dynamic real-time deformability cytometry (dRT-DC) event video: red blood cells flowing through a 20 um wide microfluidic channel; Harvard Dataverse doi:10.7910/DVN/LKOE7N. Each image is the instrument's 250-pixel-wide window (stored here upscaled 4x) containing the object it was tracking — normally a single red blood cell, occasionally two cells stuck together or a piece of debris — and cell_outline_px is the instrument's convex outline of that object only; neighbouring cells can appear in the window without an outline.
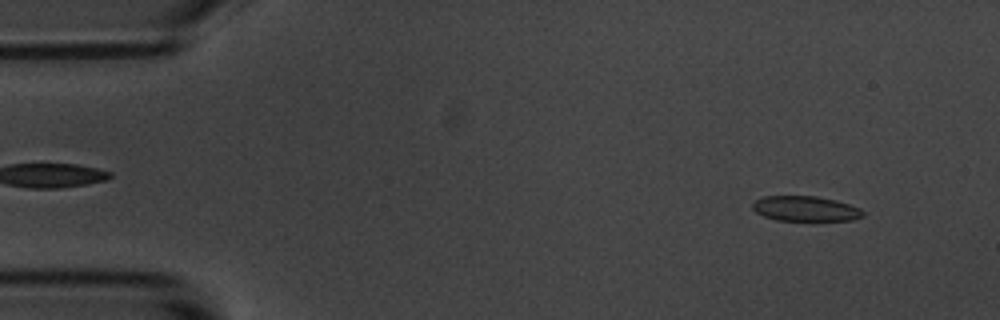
{"species": "common noctule bat (a hibernating species)", "species_latin": "Nyctalus noctula", "temperature_condition": "room temperature", "stored_images_in_passage": 57, "camera_frame_rate_fps": 3000, "um_per_image_px": 0.085, "animal": {"sex": "male", "body_mass_g": 20.1, "forearm_length_mm": 53.5}, "frame": {"image": 1, "passage_image": 5, "time_ms": 1.333, "image_size_px": [1000, 320], "cell_outline_px": [[864, 216], [852, 220], [776, 220], [764, 216], [756, 212], [752, 208], [752, 204], [756, 200], [764, 196], [816, 196], [836, 200], [860, 208], [864, 212]], "centroid_in_image_um": [68.46, 17.73], "position_along_channel_um": 16.5, "area_um2": 16.07}}
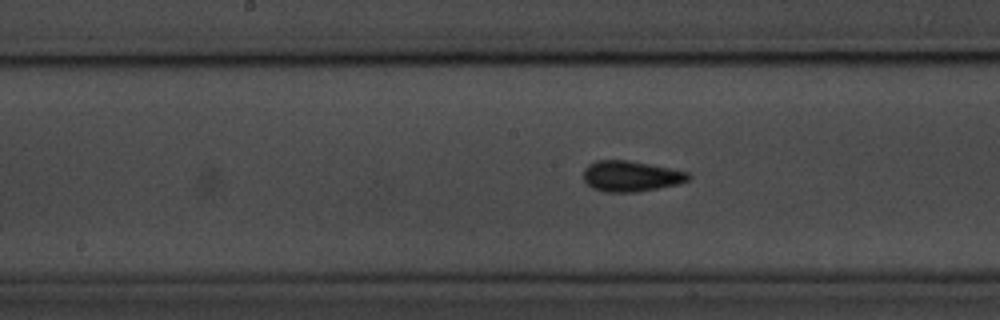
{"frame": {"image": 2, "passage_image": 28, "time_ms": 9.0, "image_size_px": [1000, 320], "cell_outline_px": [[692, 176], [688, 180], [680, 184], [636, 192], [604, 192], [592, 188], [584, 180], [584, 168], [588, 164], [596, 160], [628, 160], [688, 172]], "centroid_in_image_um": [53.61, 14.98], "position_along_channel_um": 194.6, "area_um2": 18.79}}
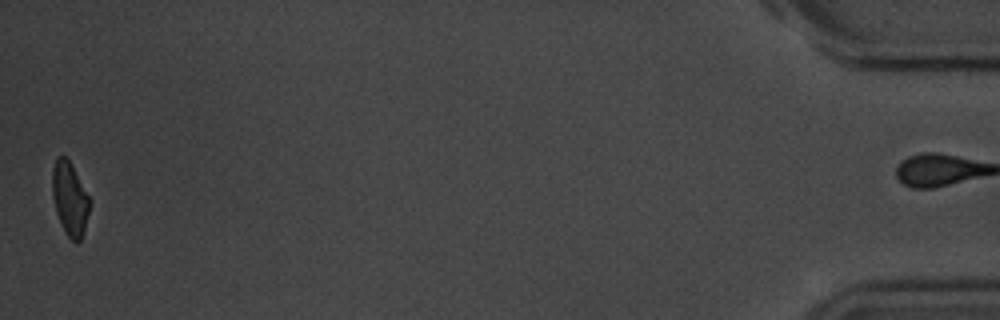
{"frame": {"image": 3, "passage_image": 56, "time_ms": 18.333, "image_size_px": [1000, 320], "cell_outline_px": [[92, 200], [84, 228], [80, 240], [76, 244], [64, 232], [56, 212], [52, 196], [52, 168], [56, 156], [64, 156], [68, 160]], "centroid_in_image_um": [5.92, 16.89], "position_along_channel_um": 429.3, "area_um2": 16.01}, "authors_computed_cell_mechanics": {"area_um2": 17.3978, "velocity_mm_per_s": 3.5415, "shape_relaxation_time_tau1_ms": 2.8555, "shape_relaxation_time_tau2_ms": 1.4853, "deformation_change_tau1": 0.0988, "deformation_change_tau2": 0.0691}}